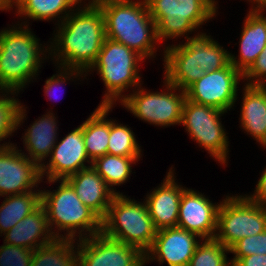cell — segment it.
<instances>
[{
    "instance_id": "cell-1",
    "label": "cell",
    "mask_w": 266,
    "mask_h": 266,
    "mask_svg": "<svg viewBox=\"0 0 266 266\" xmlns=\"http://www.w3.org/2000/svg\"><path fill=\"white\" fill-rule=\"evenodd\" d=\"M54 29L53 37L48 40L49 61L53 65L87 73L97 60L106 38L100 7L93 0H83Z\"/></svg>"
},
{
    "instance_id": "cell-2",
    "label": "cell",
    "mask_w": 266,
    "mask_h": 266,
    "mask_svg": "<svg viewBox=\"0 0 266 266\" xmlns=\"http://www.w3.org/2000/svg\"><path fill=\"white\" fill-rule=\"evenodd\" d=\"M6 26L0 29V90L21 93L49 62V42L42 43L30 26Z\"/></svg>"
},
{
    "instance_id": "cell-3",
    "label": "cell",
    "mask_w": 266,
    "mask_h": 266,
    "mask_svg": "<svg viewBox=\"0 0 266 266\" xmlns=\"http://www.w3.org/2000/svg\"><path fill=\"white\" fill-rule=\"evenodd\" d=\"M93 1L103 12L107 38L126 45L148 62L157 60L156 56L162 52L160 59L163 61L164 48L145 0Z\"/></svg>"
},
{
    "instance_id": "cell-4",
    "label": "cell",
    "mask_w": 266,
    "mask_h": 266,
    "mask_svg": "<svg viewBox=\"0 0 266 266\" xmlns=\"http://www.w3.org/2000/svg\"><path fill=\"white\" fill-rule=\"evenodd\" d=\"M42 182L50 185L47 188L55 183L57 185L52 190L44 189L43 184L40 186L41 205L46 210L48 225L56 238L80 240L102 232V219L82 203L65 179Z\"/></svg>"
},
{
    "instance_id": "cell-5",
    "label": "cell",
    "mask_w": 266,
    "mask_h": 266,
    "mask_svg": "<svg viewBox=\"0 0 266 266\" xmlns=\"http://www.w3.org/2000/svg\"><path fill=\"white\" fill-rule=\"evenodd\" d=\"M141 62L146 61L136 51L117 41L105 38L97 60L86 73V77H91V74L96 72L105 86L98 106L116 107L144 82L140 70Z\"/></svg>"
},
{
    "instance_id": "cell-6",
    "label": "cell",
    "mask_w": 266,
    "mask_h": 266,
    "mask_svg": "<svg viewBox=\"0 0 266 266\" xmlns=\"http://www.w3.org/2000/svg\"><path fill=\"white\" fill-rule=\"evenodd\" d=\"M145 1L150 16L156 23L158 40L164 49L178 41L180 43L182 38H184L182 41H186L203 32L202 26L217 18L219 14L210 0ZM169 40H172V44Z\"/></svg>"
},
{
    "instance_id": "cell-7",
    "label": "cell",
    "mask_w": 266,
    "mask_h": 266,
    "mask_svg": "<svg viewBox=\"0 0 266 266\" xmlns=\"http://www.w3.org/2000/svg\"><path fill=\"white\" fill-rule=\"evenodd\" d=\"M116 194L102 219V233L114 240L137 247L144 254L157 234L144 199ZM143 200V201H142Z\"/></svg>"
},
{
    "instance_id": "cell-8",
    "label": "cell",
    "mask_w": 266,
    "mask_h": 266,
    "mask_svg": "<svg viewBox=\"0 0 266 266\" xmlns=\"http://www.w3.org/2000/svg\"><path fill=\"white\" fill-rule=\"evenodd\" d=\"M163 88L151 91L142 83L119 104L134 118L161 128L180 126L186 91L170 84L165 78ZM144 87V88H143ZM159 90V91H158Z\"/></svg>"
},
{
    "instance_id": "cell-9",
    "label": "cell",
    "mask_w": 266,
    "mask_h": 266,
    "mask_svg": "<svg viewBox=\"0 0 266 266\" xmlns=\"http://www.w3.org/2000/svg\"><path fill=\"white\" fill-rule=\"evenodd\" d=\"M227 112L211 106L198 104L186 98L181 123L185 133L197 144L199 148L209 154V157L222 167L229 162L230 141L229 134L222 124V117ZM225 114V115H224Z\"/></svg>"
},
{
    "instance_id": "cell-10",
    "label": "cell",
    "mask_w": 266,
    "mask_h": 266,
    "mask_svg": "<svg viewBox=\"0 0 266 266\" xmlns=\"http://www.w3.org/2000/svg\"><path fill=\"white\" fill-rule=\"evenodd\" d=\"M224 195L218 209V241L230 249L240 239L266 230V207L244 193Z\"/></svg>"
},
{
    "instance_id": "cell-11",
    "label": "cell",
    "mask_w": 266,
    "mask_h": 266,
    "mask_svg": "<svg viewBox=\"0 0 266 266\" xmlns=\"http://www.w3.org/2000/svg\"><path fill=\"white\" fill-rule=\"evenodd\" d=\"M241 85H243V75L229 63L220 70L205 72L185 90L186 98L228 113L235 108L238 88Z\"/></svg>"
},
{
    "instance_id": "cell-12",
    "label": "cell",
    "mask_w": 266,
    "mask_h": 266,
    "mask_svg": "<svg viewBox=\"0 0 266 266\" xmlns=\"http://www.w3.org/2000/svg\"><path fill=\"white\" fill-rule=\"evenodd\" d=\"M78 266H145V254L102 232L77 240Z\"/></svg>"
},
{
    "instance_id": "cell-13",
    "label": "cell",
    "mask_w": 266,
    "mask_h": 266,
    "mask_svg": "<svg viewBox=\"0 0 266 266\" xmlns=\"http://www.w3.org/2000/svg\"><path fill=\"white\" fill-rule=\"evenodd\" d=\"M41 183L40 166L35 161L27 158L14 143L0 146V198L40 191Z\"/></svg>"
},
{
    "instance_id": "cell-14",
    "label": "cell",
    "mask_w": 266,
    "mask_h": 266,
    "mask_svg": "<svg viewBox=\"0 0 266 266\" xmlns=\"http://www.w3.org/2000/svg\"><path fill=\"white\" fill-rule=\"evenodd\" d=\"M59 138L62 139H58L49 158L40 166L42 180L67 179L81 169L92 166V161L86 153L83 128L80 125Z\"/></svg>"
},
{
    "instance_id": "cell-15",
    "label": "cell",
    "mask_w": 266,
    "mask_h": 266,
    "mask_svg": "<svg viewBox=\"0 0 266 266\" xmlns=\"http://www.w3.org/2000/svg\"><path fill=\"white\" fill-rule=\"evenodd\" d=\"M28 106L21 102L20 109L17 115V130L22 128L21 141L23 142V149L14 142L16 147L30 160L35 161L41 166L50 156L51 151L59 139V126L57 113L53 112L54 108L46 110V113L34 119L29 127L25 126V120L29 118ZM27 117V118H26ZM20 147V148H19Z\"/></svg>"
},
{
    "instance_id": "cell-16",
    "label": "cell",
    "mask_w": 266,
    "mask_h": 266,
    "mask_svg": "<svg viewBox=\"0 0 266 266\" xmlns=\"http://www.w3.org/2000/svg\"><path fill=\"white\" fill-rule=\"evenodd\" d=\"M203 239L185 229L171 227L157 230L149 250L145 253V266L158 262L168 266H188L197 246Z\"/></svg>"
},
{
    "instance_id": "cell-17",
    "label": "cell",
    "mask_w": 266,
    "mask_h": 266,
    "mask_svg": "<svg viewBox=\"0 0 266 266\" xmlns=\"http://www.w3.org/2000/svg\"><path fill=\"white\" fill-rule=\"evenodd\" d=\"M221 201L213 202L204 192L187 187L181 195L177 227L202 239L215 238Z\"/></svg>"
},
{
    "instance_id": "cell-18",
    "label": "cell",
    "mask_w": 266,
    "mask_h": 266,
    "mask_svg": "<svg viewBox=\"0 0 266 266\" xmlns=\"http://www.w3.org/2000/svg\"><path fill=\"white\" fill-rule=\"evenodd\" d=\"M175 169L170 166L161 183L143 198L157 230L177 227L181 195L187 187L178 182Z\"/></svg>"
},
{
    "instance_id": "cell-19",
    "label": "cell",
    "mask_w": 266,
    "mask_h": 266,
    "mask_svg": "<svg viewBox=\"0 0 266 266\" xmlns=\"http://www.w3.org/2000/svg\"><path fill=\"white\" fill-rule=\"evenodd\" d=\"M249 10V11H248ZM237 50L230 51V63L243 75L266 47V8H248ZM236 55V56H235Z\"/></svg>"
},
{
    "instance_id": "cell-20",
    "label": "cell",
    "mask_w": 266,
    "mask_h": 266,
    "mask_svg": "<svg viewBox=\"0 0 266 266\" xmlns=\"http://www.w3.org/2000/svg\"><path fill=\"white\" fill-rule=\"evenodd\" d=\"M239 89L242 95H237V101L242 100L238 127L260 145L258 148H266V86L243 84Z\"/></svg>"
},
{
    "instance_id": "cell-21",
    "label": "cell",
    "mask_w": 266,
    "mask_h": 266,
    "mask_svg": "<svg viewBox=\"0 0 266 266\" xmlns=\"http://www.w3.org/2000/svg\"><path fill=\"white\" fill-rule=\"evenodd\" d=\"M162 65V77L181 90H186L205 73L195 62V53L183 41L164 49Z\"/></svg>"
},
{
    "instance_id": "cell-22",
    "label": "cell",
    "mask_w": 266,
    "mask_h": 266,
    "mask_svg": "<svg viewBox=\"0 0 266 266\" xmlns=\"http://www.w3.org/2000/svg\"><path fill=\"white\" fill-rule=\"evenodd\" d=\"M65 180L73 187L85 206L93 210L101 219L106 216L116 194L92 166L81 169Z\"/></svg>"
},
{
    "instance_id": "cell-23",
    "label": "cell",
    "mask_w": 266,
    "mask_h": 266,
    "mask_svg": "<svg viewBox=\"0 0 266 266\" xmlns=\"http://www.w3.org/2000/svg\"><path fill=\"white\" fill-rule=\"evenodd\" d=\"M83 0H18L8 12H14L16 23L30 26L33 21L60 24ZM19 18V19H18ZM55 22V23H54Z\"/></svg>"
},
{
    "instance_id": "cell-24",
    "label": "cell",
    "mask_w": 266,
    "mask_h": 266,
    "mask_svg": "<svg viewBox=\"0 0 266 266\" xmlns=\"http://www.w3.org/2000/svg\"><path fill=\"white\" fill-rule=\"evenodd\" d=\"M2 237L4 243L33 250L52 242L56 238L50 230L46 210L42 205L17 222Z\"/></svg>"
},
{
    "instance_id": "cell-25",
    "label": "cell",
    "mask_w": 266,
    "mask_h": 266,
    "mask_svg": "<svg viewBox=\"0 0 266 266\" xmlns=\"http://www.w3.org/2000/svg\"><path fill=\"white\" fill-rule=\"evenodd\" d=\"M88 118L80 124L83 128V140L86 153L93 162L96 158L107 154L110 135L109 114L115 106H96Z\"/></svg>"
},
{
    "instance_id": "cell-26",
    "label": "cell",
    "mask_w": 266,
    "mask_h": 266,
    "mask_svg": "<svg viewBox=\"0 0 266 266\" xmlns=\"http://www.w3.org/2000/svg\"><path fill=\"white\" fill-rule=\"evenodd\" d=\"M213 37L203 31L183 41L195 53V62L205 72L220 70L230 63V51Z\"/></svg>"
},
{
    "instance_id": "cell-27",
    "label": "cell",
    "mask_w": 266,
    "mask_h": 266,
    "mask_svg": "<svg viewBox=\"0 0 266 266\" xmlns=\"http://www.w3.org/2000/svg\"><path fill=\"white\" fill-rule=\"evenodd\" d=\"M0 204V237L41 206V190L2 197Z\"/></svg>"
},
{
    "instance_id": "cell-28",
    "label": "cell",
    "mask_w": 266,
    "mask_h": 266,
    "mask_svg": "<svg viewBox=\"0 0 266 266\" xmlns=\"http://www.w3.org/2000/svg\"><path fill=\"white\" fill-rule=\"evenodd\" d=\"M140 159L142 160V157H123L107 153L96 158L92 162V167L115 194H124V192L116 190V187L130 181L132 174L136 173L132 172L133 166H136Z\"/></svg>"
},
{
    "instance_id": "cell-29",
    "label": "cell",
    "mask_w": 266,
    "mask_h": 266,
    "mask_svg": "<svg viewBox=\"0 0 266 266\" xmlns=\"http://www.w3.org/2000/svg\"><path fill=\"white\" fill-rule=\"evenodd\" d=\"M77 240L55 238L33 250L31 266H78Z\"/></svg>"
},
{
    "instance_id": "cell-30",
    "label": "cell",
    "mask_w": 266,
    "mask_h": 266,
    "mask_svg": "<svg viewBox=\"0 0 266 266\" xmlns=\"http://www.w3.org/2000/svg\"><path fill=\"white\" fill-rule=\"evenodd\" d=\"M128 124L110 117V135L107 153L123 157H143L142 146Z\"/></svg>"
},
{
    "instance_id": "cell-31",
    "label": "cell",
    "mask_w": 266,
    "mask_h": 266,
    "mask_svg": "<svg viewBox=\"0 0 266 266\" xmlns=\"http://www.w3.org/2000/svg\"><path fill=\"white\" fill-rule=\"evenodd\" d=\"M20 94L0 90V146L13 144V141L10 142V137L12 138L15 132L17 133V115L21 105L18 97Z\"/></svg>"
},
{
    "instance_id": "cell-32",
    "label": "cell",
    "mask_w": 266,
    "mask_h": 266,
    "mask_svg": "<svg viewBox=\"0 0 266 266\" xmlns=\"http://www.w3.org/2000/svg\"><path fill=\"white\" fill-rule=\"evenodd\" d=\"M230 249L216 238L203 239L194 251L188 266H230Z\"/></svg>"
},
{
    "instance_id": "cell-33",
    "label": "cell",
    "mask_w": 266,
    "mask_h": 266,
    "mask_svg": "<svg viewBox=\"0 0 266 266\" xmlns=\"http://www.w3.org/2000/svg\"><path fill=\"white\" fill-rule=\"evenodd\" d=\"M55 67V73L48 77L44 82V86H43V93L46 99H48V101H58L59 97L56 96L57 94H55L57 91L56 90H60L64 88L65 90V85H69L70 83L76 82L77 84H81L79 83V81L83 83V81L85 82L84 79H86L87 81L90 80L89 77L87 79L86 77V73L84 71L78 70V69H71V68H65V67H61V66H57L54 65ZM63 87V88H62ZM63 91V90H62ZM56 96V97H55ZM60 100V99H59ZM59 102V101H58Z\"/></svg>"
},
{
    "instance_id": "cell-34",
    "label": "cell",
    "mask_w": 266,
    "mask_h": 266,
    "mask_svg": "<svg viewBox=\"0 0 266 266\" xmlns=\"http://www.w3.org/2000/svg\"><path fill=\"white\" fill-rule=\"evenodd\" d=\"M230 253L233 254L231 263L235 264L241 257L250 256L253 254H266V230L252 235L244 237L236 242L231 248Z\"/></svg>"
},
{
    "instance_id": "cell-35",
    "label": "cell",
    "mask_w": 266,
    "mask_h": 266,
    "mask_svg": "<svg viewBox=\"0 0 266 266\" xmlns=\"http://www.w3.org/2000/svg\"><path fill=\"white\" fill-rule=\"evenodd\" d=\"M33 249L3 242L0 246V266H31Z\"/></svg>"
},
{
    "instance_id": "cell-36",
    "label": "cell",
    "mask_w": 266,
    "mask_h": 266,
    "mask_svg": "<svg viewBox=\"0 0 266 266\" xmlns=\"http://www.w3.org/2000/svg\"><path fill=\"white\" fill-rule=\"evenodd\" d=\"M243 84L266 86V47L243 74Z\"/></svg>"
},
{
    "instance_id": "cell-37",
    "label": "cell",
    "mask_w": 266,
    "mask_h": 266,
    "mask_svg": "<svg viewBox=\"0 0 266 266\" xmlns=\"http://www.w3.org/2000/svg\"><path fill=\"white\" fill-rule=\"evenodd\" d=\"M261 149L266 150V148H261ZM262 170L263 171L259 173L261 175L260 177H258V181L255 182L257 184L254 188L255 189L254 192L250 193L249 191V193H246V195L256 204L266 207V166Z\"/></svg>"
},
{
    "instance_id": "cell-38",
    "label": "cell",
    "mask_w": 266,
    "mask_h": 266,
    "mask_svg": "<svg viewBox=\"0 0 266 266\" xmlns=\"http://www.w3.org/2000/svg\"><path fill=\"white\" fill-rule=\"evenodd\" d=\"M235 266H266V254H253L246 257H241Z\"/></svg>"
},
{
    "instance_id": "cell-39",
    "label": "cell",
    "mask_w": 266,
    "mask_h": 266,
    "mask_svg": "<svg viewBox=\"0 0 266 266\" xmlns=\"http://www.w3.org/2000/svg\"><path fill=\"white\" fill-rule=\"evenodd\" d=\"M247 3L248 8H266V0H247Z\"/></svg>"
},
{
    "instance_id": "cell-40",
    "label": "cell",
    "mask_w": 266,
    "mask_h": 266,
    "mask_svg": "<svg viewBox=\"0 0 266 266\" xmlns=\"http://www.w3.org/2000/svg\"><path fill=\"white\" fill-rule=\"evenodd\" d=\"M18 0H0V5L8 12Z\"/></svg>"
},
{
    "instance_id": "cell-41",
    "label": "cell",
    "mask_w": 266,
    "mask_h": 266,
    "mask_svg": "<svg viewBox=\"0 0 266 266\" xmlns=\"http://www.w3.org/2000/svg\"><path fill=\"white\" fill-rule=\"evenodd\" d=\"M240 1H242V0H240ZM247 0H244V2H246ZM210 2H211V4L217 9V10H219V2H218V0H210Z\"/></svg>"
},
{
    "instance_id": "cell-42",
    "label": "cell",
    "mask_w": 266,
    "mask_h": 266,
    "mask_svg": "<svg viewBox=\"0 0 266 266\" xmlns=\"http://www.w3.org/2000/svg\"><path fill=\"white\" fill-rule=\"evenodd\" d=\"M0 11L1 12H3V11L7 12L1 5H0Z\"/></svg>"
}]
</instances>
